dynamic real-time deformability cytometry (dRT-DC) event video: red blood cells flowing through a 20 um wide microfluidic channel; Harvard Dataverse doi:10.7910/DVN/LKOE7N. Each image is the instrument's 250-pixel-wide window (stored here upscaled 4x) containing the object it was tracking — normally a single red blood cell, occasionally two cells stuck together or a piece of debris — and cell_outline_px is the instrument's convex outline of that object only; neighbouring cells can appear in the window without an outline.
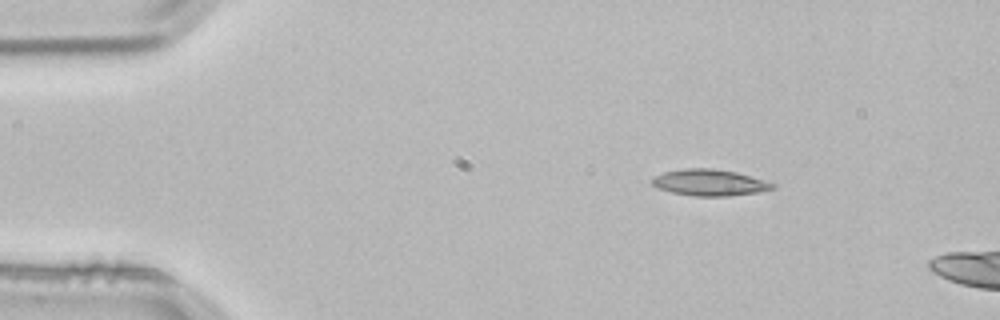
{"species": "common noctule bat (a hibernating species)", "species_latin": "Nyctalus noctula", "temperature_condition": "room temperature", "stored_images_in_passage": 3, "camera_frame_rate_fps": 3000, "um_per_image_px": 0.085, "animal": {"sex": "male", "body_mass_g": 21.5, "forearm_length_mm": 52.0}, "frame": {"image": 1, "passage_image": 1, "time_ms": 0.0, "image_size_px": [1000, 320], "cell_outline_px": [[776, 188], [760, 192], [728, 196], [692, 196], [672, 192], [656, 188], [652, 184], [652, 176], [664, 172], [684, 168], [712, 168], [736, 172], [776, 184]], "centroid_in_image_um": [60.29, 15.52], "position_along_channel_um": 24.7, "area_um2": 18.61}}